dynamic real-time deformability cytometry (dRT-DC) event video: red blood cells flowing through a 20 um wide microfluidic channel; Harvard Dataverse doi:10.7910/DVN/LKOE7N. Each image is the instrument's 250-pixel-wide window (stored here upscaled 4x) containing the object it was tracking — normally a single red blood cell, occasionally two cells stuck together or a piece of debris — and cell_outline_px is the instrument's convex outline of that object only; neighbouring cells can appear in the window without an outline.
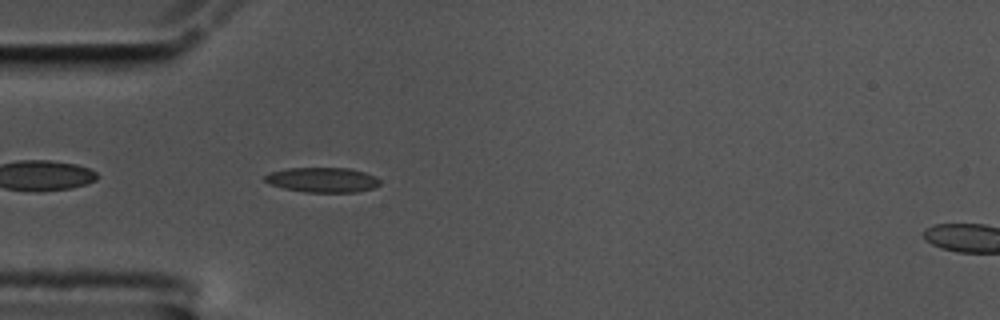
{"species": "common noctule bat (a hibernating species)", "species_latin": "Nyctalus noctula", "temperature_condition": "cold", "stored_images_in_passage": 16, "camera_frame_rate_fps": 3000, "um_per_image_px": 0.085, "animal": {"sex": "male", "body_mass_g": 17.5, "forearm_length_mm": 52.3}, "frame": {"image": 1, "passage_image": 3, "time_ms": 0.667, "image_size_px": [1000, 320], "cell_outline_px": [[380, 184], [372, 188], [356, 192], [304, 192], [284, 188], [268, 184], [264, 180], [264, 176], [268, 172], [288, 168], [348, 168], [364, 172], [376, 176], [380, 180]], "centroid_in_image_um": [27.38, 15.28], "position_along_channel_um": 57.6, "area_um2": 16.76}}